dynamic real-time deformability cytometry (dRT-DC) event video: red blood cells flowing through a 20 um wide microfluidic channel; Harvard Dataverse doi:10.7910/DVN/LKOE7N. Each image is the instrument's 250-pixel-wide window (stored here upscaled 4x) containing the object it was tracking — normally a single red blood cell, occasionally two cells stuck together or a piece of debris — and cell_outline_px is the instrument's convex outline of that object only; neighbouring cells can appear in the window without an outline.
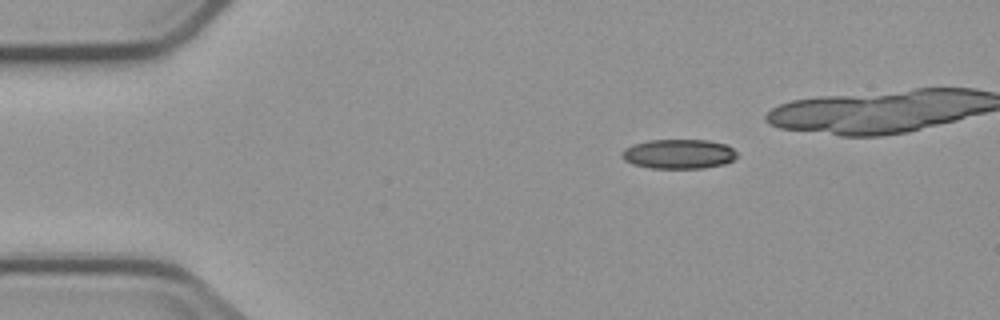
{"species": "common noctule bat (a hibernating species)", "species_latin": "Nyctalus noctula", "temperature_condition": "cold", "stored_images_in_passage": 5, "camera_frame_rate_fps": 3000, "um_per_image_px": 0.085, "animal": {"sex": "male", "body_mass_g": 23.1, "forearm_length_mm": 52.7}, "frame": {"image": 1, "passage_image": 5, "time_ms": 5.667, "image_size_px": [1000, 320], "cell_outline_px": [[736, 156], [732, 160], [724, 164], [704, 168], [652, 168], [632, 164], [624, 160], [620, 156], [620, 152], [624, 148], [632, 144], [648, 140], [708, 140], [724, 144], [732, 148], [736, 152]], "centroid_in_image_um": [57.63, 13.08], "position_along_channel_um": 27.4, "area_um2": 19.88}}